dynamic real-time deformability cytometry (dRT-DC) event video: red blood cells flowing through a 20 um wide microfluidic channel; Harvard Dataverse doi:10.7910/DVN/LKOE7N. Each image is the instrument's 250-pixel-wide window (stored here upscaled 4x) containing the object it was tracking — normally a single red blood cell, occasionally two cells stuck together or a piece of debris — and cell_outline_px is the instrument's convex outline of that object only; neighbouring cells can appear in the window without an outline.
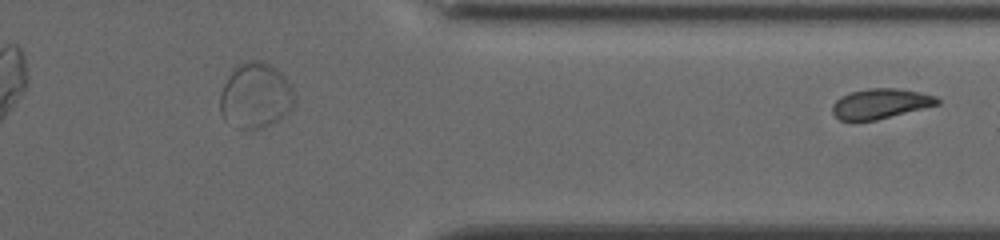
{"species": "common noctule bat (a hibernating species)", "species_latin": "Nyctalus noctula", "temperature_condition": "cold", "stored_images_in_passage": 28, "segment_of_instrument_passage": [2, 2], "camera_frame_rate_fps": 3000, "um_per_image_px": 0.085, "animal": {"sex": "female", "body_mass_g": 19.5, "forearm_length_mm": 54.1}, "frame": {"image": 1, "passage_image": 28, "time_ms": 9.0, "image_size_px": [1000, 240], "cell_outline_px": [[940, 104], [876, 120], [840, 120], [832, 112], [832, 104], [840, 96], [852, 92], [868, 88], [896, 88], [920, 92], [936, 96], [940, 100]], "centroid_in_image_um": [74.84, 8.8], "position_along_channel_um": 336.6, "area_um2": 18.26}}